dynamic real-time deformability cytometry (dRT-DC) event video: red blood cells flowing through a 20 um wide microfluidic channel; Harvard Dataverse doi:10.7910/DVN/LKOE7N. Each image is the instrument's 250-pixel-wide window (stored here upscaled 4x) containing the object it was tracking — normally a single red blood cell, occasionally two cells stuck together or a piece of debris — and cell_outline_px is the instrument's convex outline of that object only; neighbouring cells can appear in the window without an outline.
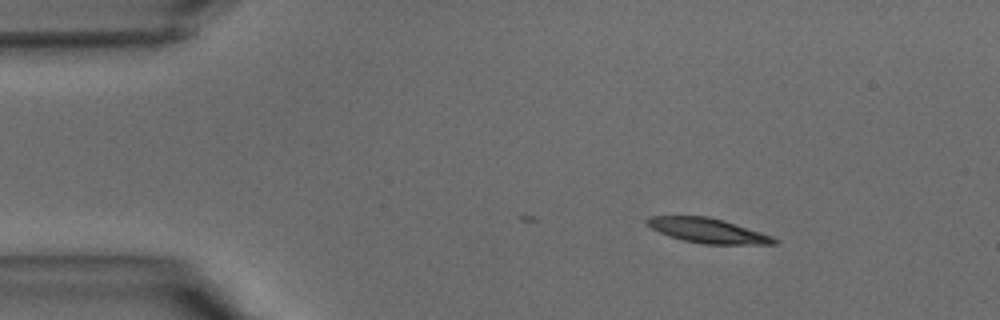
{"species": "common noctule bat (a hibernating species)", "species_latin": "Nyctalus noctula", "temperature_condition": "warm", "stored_images_in_passage": 2, "camera_frame_rate_fps": 3000, "um_per_image_px": 0.085, "animal": {"sex": "male", "body_mass_g": 15.6}, "frame": {"image": 1, "passage_image": 2, "time_ms": 0.333, "image_size_px": [1000, 320], "cell_outline_px": [[780, 240], [776, 244], [704, 244], [684, 240], [660, 232], [652, 228], [644, 220], [648, 216], [708, 216], [724, 220], [772, 236]], "centroid_in_image_um": [60.19, 19.59], "position_along_channel_um": 24.8, "area_um2": 18.09}}